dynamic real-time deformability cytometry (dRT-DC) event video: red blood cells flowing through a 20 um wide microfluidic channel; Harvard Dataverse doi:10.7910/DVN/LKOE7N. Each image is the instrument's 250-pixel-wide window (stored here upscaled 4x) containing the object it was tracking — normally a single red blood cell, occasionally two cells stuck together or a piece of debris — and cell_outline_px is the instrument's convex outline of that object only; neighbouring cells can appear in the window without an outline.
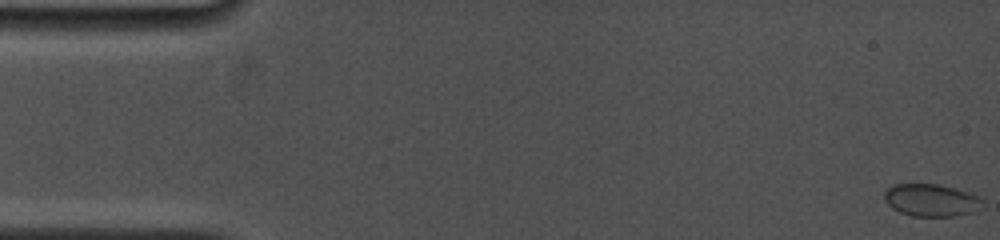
{"species": "common noctule bat (a hibernating species)", "species_latin": "Nyctalus noctula", "temperature_condition": "cold", "stored_images_in_passage": 9, "camera_frame_rate_fps": 5000, "um_per_image_px": 0.085, "animal": {"sex": "female", "body_mass_g": 19.0, "forearm_length_mm": 53.3}, "frame": {"image": 1, "passage_image": 1, "time_ms": 0.0, "image_size_px": [1000, 240], "cell_outline_px": [[984, 208], [972, 212], [956, 216], [912, 216], [900, 212], [892, 208], [884, 200], [884, 192], [892, 184], [936, 184], [956, 188], [980, 196], [984, 200]], "centroid_in_image_um": [79.2, 17.01], "position_along_channel_um": 5.8, "area_um2": 18.84}}
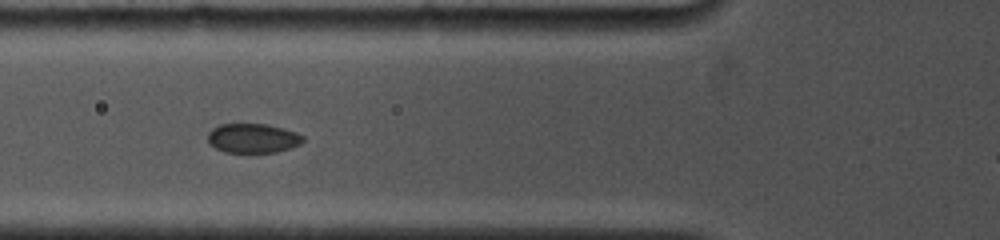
{"frame": {"image": 2, "passage_image": 6, "time_ms": 6.2, "image_size_px": [1000, 240], "cell_outline_px": [[304, 140], [300, 144], [292, 148], [276, 152], [224, 152], [216, 148], [208, 140], [208, 132], [212, 128], [220, 124], [268, 124], [296, 132], [304, 136]], "centroid_in_image_um": [21.51, 11.74], "position_along_channel_um": 104.3, "area_um2": 16.3}}
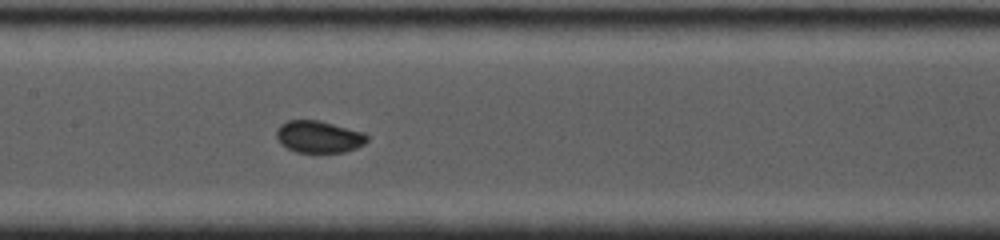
{"frame": {"image": 3, "passage_image": 9, "time_ms": 8.2, "image_size_px": [1000, 240], "cell_outline_px": [[368, 140], [364, 144], [356, 148], [344, 152], [296, 152], [280, 144], [276, 140], [276, 128], [280, 124], [288, 120], [320, 120], [364, 132], [368, 136]], "centroid_in_image_um": [27.08, 11.61], "position_along_channel_um": 180.3, "area_um2": 17.11}}